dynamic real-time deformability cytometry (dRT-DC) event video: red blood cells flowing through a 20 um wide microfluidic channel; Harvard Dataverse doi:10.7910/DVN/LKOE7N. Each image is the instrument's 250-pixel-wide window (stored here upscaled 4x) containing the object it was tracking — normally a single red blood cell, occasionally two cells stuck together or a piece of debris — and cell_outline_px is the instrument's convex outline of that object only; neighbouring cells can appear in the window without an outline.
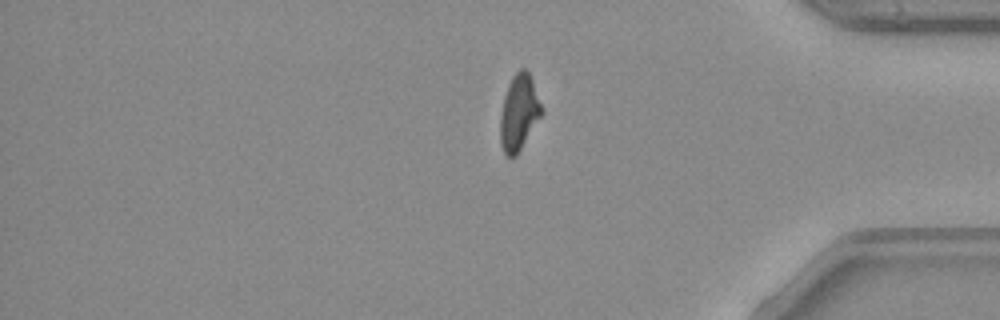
{"species": "common noctule bat (a hibernating species)", "species_latin": "Nyctalus noctula", "temperature_condition": "warm", "stored_images_in_passage": 33, "camera_frame_rate_fps": 3000, "um_per_image_px": 0.085, "animal": {"sex": "male", "body_mass_g": 23.1, "forearm_length_mm": 52.7}, "frame": {"image": 1, "passage_image": 28, "time_ms": 9.0, "image_size_px": [1000, 320], "cell_outline_px": [[544, 112], [516, 156], [508, 156], [504, 152], [500, 144], [500, 116], [504, 96], [508, 84], [512, 76], [520, 68], [524, 68], [528, 72], [532, 80]], "centroid_in_image_um": [44.11, 9.56], "position_along_channel_um": 391.1, "area_um2": 18.21}}